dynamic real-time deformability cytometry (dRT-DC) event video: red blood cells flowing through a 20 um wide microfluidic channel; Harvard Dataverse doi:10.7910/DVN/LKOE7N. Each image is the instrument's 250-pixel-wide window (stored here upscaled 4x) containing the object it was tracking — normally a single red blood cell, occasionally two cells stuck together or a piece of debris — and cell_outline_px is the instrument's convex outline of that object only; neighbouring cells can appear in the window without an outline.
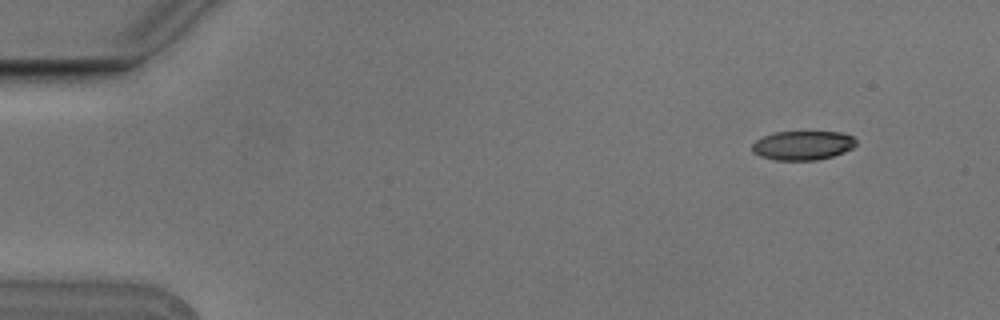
{"species": "Egyptian fruit bat (a non-hibernating species)", "species_latin": "Rousettus aegyptiacus", "temperature_condition": "cold", "stored_images_in_passage": 5, "segment_of_instrument_passage": [1, 2], "camera_frame_rate_fps": 3000, "um_per_image_px": 0.085, "animal": {"sex": "male"}, "frame": {"image": 1, "passage_image": 1, "time_ms": 0.0, "image_size_px": [1000, 320], "cell_outline_px": [[856, 144], [852, 148], [844, 152], [832, 156], [816, 160], [776, 160], [760, 156], [752, 152], [752, 144], [756, 140], [772, 132], [840, 132], [852, 136], [856, 140]], "centroid_in_image_um": [68.22, 12.36], "position_along_channel_um": 16.8, "area_um2": 17.63}}